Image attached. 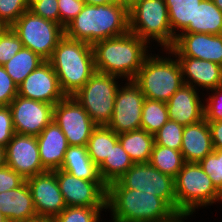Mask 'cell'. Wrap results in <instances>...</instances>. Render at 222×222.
Returning a JSON list of instances; mask_svg holds the SVG:
<instances>
[{"label": "cell", "instance_id": "cell-1", "mask_svg": "<svg viewBox=\"0 0 222 222\" xmlns=\"http://www.w3.org/2000/svg\"><path fill=\"white\" fill-rule=\"evenodd\" d=\"M147 45L149 44L146 41L130 31L97 41L92 44L95 70L126 80H134L149 55L150 46Z\"/></svg>", "mask_w": 222, "mask_h": 222}, {"label": "cell", "instance_id": "cell-12", "mask_svg": "<svg viewBox=\"0 0 222 222\" xmlns=\"http://www.w3.org/2000/svg\"><path fill=\"white\" fill-rule=\"evenodd\" d=\"M127 84V85H126ZM145 96L133 80L119 86L112 117L107 125L117 135L141 129V115Z\"/></svg>", "mask_w": 222, "mask_h": 222}, {"label": "cell", "instance_id": "cell-32", "mask_svg": "<svg viewBox=\"0 0 222 222\" xmlns=\"http://www.w3.org/2000/svg\"><path fill=\"white\" fill-rule=\"evenodd\" d=\"M168 120L166 102L145 98L141 115V129L154 135Z\"/></svg>", "mask_w": 222, "mask_h": 222}, {"label": "cell", "instance_id": "cell-24", "mask_svg": "<svg viewBox=\"0 0 222 222\" xmlns=\"http://www.w3.org/2000/svg\"><path fill=\"white\" fill-rule=\"evenodd\" d=\"M60 169L80 179L102 181L98 167L91 160L86 146H69Z\"/></svg>", "mask_w": 222, "mask_h": 222}, {"label": "cell", "instance_id": "cell-4", "mask_svg": "<svg viewBox=\"0 0 222 222\" xmlns=\"http://www.w3.org/2000/svg\"><path fill=\"white\" fill-rule=\"evenodd\" d=\"M62 92L73 96L96 72L92 45L64 36L48 60Z\"/></svg>", "mask_w": 222, "mask_h": 222}, {"label": "cell", "instance_id": "cell-34", "mask_svg": "<svg viewBox=\"0 0 222 222\" xmlns=\"http://www.w3.org/2000/svg\"><path fill=\"white\" fill-rule=\"evenodd\" d=\"M185 126L174 120H168L155 134V144L179 150L182 146V135Z\"/></svg>", "mask_w": 222, "mask_h": 222}, {"label": "cell", "instance_id": "cell-53", "mask_svg": "<svg viewBox=\"0 0 222 222\" xmlns=\"http://www.w3.org/2000/svg\"><path fill=\"white\" fill-rule=\"evenodd\" d=\"M0 222H9L8 219L0 211Z\"/></svg>", "mask_w": 222, "mask_h": 222}, {"label": "cell", "instance_id": "cell-29", "mask_svg": "<svg viewBox=\"0 0 222 222\" xmlns=\"http://www.w3.org/2000/svg\"><path fill=\"white\" fill-rule=\"evenodd\" d=\"M118 142V135L107 126H97L87 143V152L93 163L99 167L109 156L111 148Z\"/></svg>", "mask_w": 222, "mask_h": 222}, {"label": "cell", "instance_id": "cell-2", "mask_svg": "<svg viewBox=\"0 0 222 222\" xmlns=\"http://www.w3.org/2000/svg\"><path fill=\"white\" fill-rule=\"evenodd\" d=\"M64 30L66 37L91 45L103 39L120 36L129 31V9L119 2L85 4Z\"/></svg>", "mask_w": 222, "mask_h": 222}, {"label": "cell", "instance_id": "cell-8", "mask_svg": "<svg viewBox=\"0 0 222 222\" xmlns=\"http://www.w3.org/2000/svg\"><path fill=\"white\" fill-rule=\"evenodd\" d=\"M26 47L48 61L59 41L65 36L64 27L54 21L25 11L11 26Z\"/></svg>", "mask_w": 222, "mask_h": 222}, {"label": "cell", "instance_id": "cell-6", "mask_svg": "<svg viewBox=\"0 0 222 222\" xmlns=\"http://www.w3.org/2000/svg\"><path fill=\"white\" fill-rule=\"evenodd\" d=\"M176 213L193 214L198 207L222 201V194L212 184L199 163H185L174 179Z\"/></svg>", "mask_w": 222, "mask_h": 222}, {"label": "cell", "instance_id": "cell-7", "mask_svg": "<svg viewBox=\"0 0 222 222\" xmlns=\"http://www.w3.org/2000/svg\"><path fill=\"white\" fill-rule=\"evenodd\" d=\"M129 31L150 45L157 41L163 49H170L174 42L165 0H139L129 8Z\"/></svg>", "mask_w": 222, "mask_h": 222}, {"label": "cell", "instance_id": "cell-13", "mask_svg": "<svg viewBox=\"0 0 222 222\" xmlns=\"http://www.w3.org/2000/svg\"><path fill=\"white\" fill-rule=\"evenodd\" d=\"M56 179L66 206L107 207V185L88 181L57 169Z\"/></svg>", "mask_w": 222, "mask_h": 222}, {"label": "cell", "instance_id": "cell-47", "mask_svg": "<svg viewBox=\"0 0 222 222\" xmlns=\"http://www.w3.org/2000/svg\"><path fill=\"white\" fill-rule=\"evenodd\" d=\"M191 214H176L171 220L167 222H184L183 219H187L186 217L190 216Z\"/></svg>", "mask_w": 222, "mask_h": 222}, {"label": "cell", "instance_id": "cell-11", "mask_svg": "<svg viewBox=\"0 0 222 222\" xmlns=\"http://www.w3.org/2000/svg\"><path fill=\"white\" fill-rule=\"evenodd\" d=\"M53 120L61 128L69 146H87L93 130L97 127L73 96H65L54 105Z\"/></svg>", "mask_w": 222, "mask_h": 222}, {"label": "cell", "instance_id": "cell-51", "mask_svg": "<svg viewBox=\"0 0 222 222\" xmlns=\"http://www.w3.org/2000/svg\"><path fill=\"white\" fill-rule=\"evenodd\" d=\"M39 1H41V0H26V4H27L28 9H30L34 4H36Z\"/></svg>", "mask_w": 222, "mask_h": 222}, {"label": "cell", "instance_id": "cell-30", "mask_svg": "<svg viewBox=\"0 0 222 222\" xmlns=\"http://www.w3.org/2000/svg\"><path fill=\"white\" fill-rule=\"evenodd\" d=\"M195 33L222 34V11L212 0H202L196 7Z\"/></svg>", "mask_w": 222, "mask_h": 222}, {"label": "cell", "instance_id": "cell-9", "mask_svg": "<svg viewBox=\"0 0 222 222\" xmlns=\"http://www.w3.org/2000/svg\"><path fill=\"white\" fill-rule=\"evenodd\" d=\"M119 77L95 72L73 97L97 126H107L113 113Z\"/></svg>", "mask_w": 222, "mask_h": 222}, {"label": "cell", "instance_id": "cell-37", "mask_svg": "<svg viewBox=\"0 0 222 222\" xmlns=\"http://www.w3.org/2000/svg\"><path fill=\"white\" fill-rule=\"evenodd\" d=\"M27 10L26 0H0V21L11 27Z\"/></svg>", "mask_w": 222, "mask_h": 222}, {"label": "cell", "instance_id": "cell-25", "mask_svg": "<svg viewBox=\"0 0 222 222\" xmlns=\"http://www.w3.org/2000/svg\"><path fill=\"white\" fill-rule=\"evenodd\" d=\"M202 0H165L173 36L179 33H195L196 7ZM178 31V32H176Z\"/></svg>", "mask_w": 222, "mask_h": 222}, {"label": "cell", "instance_id": "cell-18", "mask_svg": "<svg viewBox=\"0 0 222 222\" xmlns=\"http://www.w3.org/2000/svg\"><path fill=\"white\" fill-rule=\"evenodd\" d=\"M18 95L52 105L66 96L60 88L57 74L49 61H44L25 78L18 86Z\"/></svg>", "mask_w": 222, "mask_h": 222}, {"label": "cell", "instance_id": "cell-20", "mask_svg": "<svg viewBox=\"0 0 222 222\" xmlns=\"http://www.w3.org/2000/svg\"><path fill=\"white\" fill-rule=\"evenodd\" d=\"M174 57L180 63L184 84L191 85L195 89L200 87L206 90L222 86L221 65L192 57H176L175 55Z\"/></svg>", "mask_w": 222, "mask_h": 222}, {"label": "cell", "instance_id": "cell-38", "mask_svg": "<svg viewBox=\"0 0 222 222\" xmlns=\"http://www.w3.org/2000/svg\"><path fill=\"white\" fill-rule=\"evenodd\" d=\"M213 94L206 98L204 105V119L207 122L222 120V86L210 90Z\"/></svg>", "mask_w": 222, "mask_h": 222}, {"label": "cell", "instance_id": "cell-50", "mask_svg": "<svg viewBox=\"0 0 222 222\" xmlns=\"http://www.w3.org/2000/svg\"><path fill=\"white\" fill-rule=\"evenodd\" d=\"M7 28L8 26L3 21H0V36L5 32Z\"/></svg>", "mask_w": 222, "mask_h": 222}, {"label": "cell", "instance_id": "cell-43", "mask_svg": "<svg viewBox=\"0 0 222 222\" xmlns=\"http://www.w3.org/2000/svg\"><path fill=\"white\" fill-rule=\"evenodd\" d=\"M26 179L5 165L0 168V193L19 187Z\"/></svg>", "mask_w": 222, "mask_h": 222}, {"label": "cell", "instance_id": "cell-14", "mask_svg": "<svg viewBox=\"0 0 222 222\" xmlns=\"http://www.w3.org/2000/svg\"><path fill=\"white\" fill-rule=\"evenodd\" d=\"M15 133L38 136L53 121L54 105L17 95L9 105Z\"/></svg>", "mask_w": 222, "mask_h": 222}, {"label": "cell", "instance_id": "cell-3", "mask_svg": "<svg viewBox=\"0 0 222 222\" xmlns=\"http://www.w3.org/2000/svg\"><path fill=\"white\" fill-rule=\"evenodd\" d=\"M112 222H167L177 213L161 198L125 188L118 180L107 186Z\"/></svg>", "mask_w": 222, "mask_h": 222}, {"label": "cell", "instance_id": "cell-22", "mask_svg": "<svg viewBox=\"0 0 222 222\" xmlns=\"http://www.w3.org/2000/svg\"><path fill=\"white\" fill-rule=\"evenodd\" d=\"M0 211L9 222H26L38 217L26 180L17 188L0 193Z\"/></svg>", "mask_w": 222, "mask_h": 222}, {"label": "cell", "instance_id": "cell-33", "mask_svg": "<svg viewBox=\"0 0 222 222\" xmlns=\"http://www.w3.org/2000/svg\"><path fill=\"white\" fill-rule=\"evenodd\" d=\"M107 207L66 206L54 217L55 222H100L101 211Z\"/></svg>", "mask_w": 222, "mask_h": 222}, {"label": "cell", "instance_id": "cell-10", "mask_svg": "<svg viewBox=\"0 0 222 222\" xmlns=\"http://www.w3.org/2000/svg\"><path fill=\"white\" fill-rule=\"evenodd\" d=\"M118 181L125 188L154 194L176 212L174 178L161 173L150 163L133 164Z\"/></svg>", "mask_w": 222, "mask_h": 222}, {"label": "cell", "instance_id": "cell-46", "mask_svg": "<svg viewBox=\"0 0 222 222\" xmlns=\"http://www.w3.org/2000/svg\"><path fill=\"white\" fill-rule=\"evenodd\" d=\"M6 165V147L0 146V168Z\"/></svg>", "mask_w": 222, "mask_h": 222}, {"label": "cell", "instance_id": "cell-35", "mask_svg": "<svg viewBox=\"0 0 222 222\" xmlns=\"http://www.w3.org/2000/svg\"><path fill=\"white\" fill-rule=\"evenodd\" d=\"M199 165L210 177L215 188L222 194V150L214 149L199 162Z\"/></svg>", "mask_w": 222, "mask_h": 222}, {"label": "cell", "instance_id": "cell-36", "mask_svg": "<svg viewBox=\"0 0 222 222\" xmlns=\"http://www.w3.org/2000/svg\"><path fill=\"white\" fill-rule=\"evenodd\" d=\"M22 48L21 40L12 28L8 27L0 36V66L6 64Z\"/></svg>", "mask_w": 222, "mask_h": 222}, {"label": "cell", "instance_id": "cell-40", "mask_svg": "<svg viewBox=\"0 0 222 222\" xmlns=\"http://www.w3.org/2000/svg\"><path fill=\"white\" fill-rule=\"evenodd\" d=\"M15 129L9 106H0V146L6 147L12 140Z\"/></svg>", "mask_w": 222, "mask_h": 222}, {"label": "cell", "instance_id": "cell-39", "mask_svg": "<svg viewBox=\"0 0 222 222\" xmlns=\"http://www.w3.org/2000/svg\"><path fill=\"white\" fill-rule=\"evenodd\" d=\"M18 95V86L0 66V106H9L13 99Z\"/></svg>", "mask_w": 222, "mask_h": 222}, {"label": "cell", "instance_id": "cell-48", "mask_svg": "<svg viewBox=\"0 0 222 222\" xmlns=\"http://www.w3.org/2000/svg\"><path fill=\"white\" fill-rule=\"evenodd\" d=\"M26 222H55V220L52 217H36V218L30 219Z\"/></svg>", "mask_w": 222, "mask_h": 222}, {"label": "cell", "instance_id": "cell-19", "mask_svg": "<svg viewBox=\"0 0 222 222\" xmlns=\"http://www.w3.org/2000/svg\"><path fill=\"white\" fill-rule=\"evenodd\" d=\"M198 89L183 84L166 102L168 118L183 126L197 123L204 119V104L198 95Z\"/></svg>", "mask_w": 222, "mask_h": 222}, {"label": "cell", "instance_id": "cell-44", "mask_svg": "<svg viewBox=\"0 0 222 222\" xmlns=\"http://www.w3.org/2000/svg\"><path fill=\"white\" fill-rule=\"evenodd\" d=\"M211 131L213 149L222 150V120L208 122Z\"/></svg>", "mask_w": 222, "mask_h": 222}, {"label": "cell", "instance_id": "cell-17", "mask_svg": "<svg viewBox=\"0 0 222 222\" xmlns=\"http://www.w3.org/2000/svg\"><path fill=\"white\" fill-rule=\"evenodd\" d=\"M6 165L24 179L47 171L40 161L36 136L15 133L6 146Z\"/></svg>", "mask_w": 222, "mask_h": 222}, {"label": "cell", "instance_id": "cell-23", "mask_svg": "<svg viewBox=\"0 0 222 222\" xmlns=\"http://www.w3.org/2000/svg\"><path fill=\"white\" fill-rule=\"evenodd\" d=\"M213 150L211 131L205 119L185 126L180 149L185 162L199 163Z\"/></svg>", "mask_w": 222, "mask_h": 222}, {"label": "cell", "instance_id": "cell-26", "mask_svg": "<svg viewBox=\"0 0 222 222\" xmlns=\"http://www.w3.org/2000/svg\"><path fill=\"white\" fill-rule=\"evenodd\" d=\"M118 141L134 164L149 163L155 144L153 134L139 129L118 134Z\"/></svg>", "mask_w": 222, "mask_h": 222}, {"label": "cell", "instance_id": "cell-5", "mask_svg": "<svg viewBox=\"0 0 222 222\" xmlns=\"http://www.w3.org/2000/svg\"><path fill=\"white\" fill-rule=\"evenodd\" d=\"M150 54L133 81L145 98L167 102L184 84L180 63L174 56L171 59Z\"/></svg>", "mask_w": 222, "mask_h": 222}, {"label": "cell", "instance_id": "cell-28", "mask_svg": "<svg viewBox=\"0 0 222 222\" xmlns=\"http://www.w3.org/2000/svg\"><path fill=\"white\" fill-rule=\"evenodd\" d=\"M44 61L39 55L23 47L3 67L14 83L19 86Z\"/></svg>", "mask_w": 222, "mask_h": 222}, {"label": "cell", "instance_id": "cell-31", "mask_svg": "<svg viewBox=\"0 0 222 222\" xmlns=\"http://www.w3.org/2000/svg\"><path fill=\"white\" fill-rule=\"evenodd\" d=\"M149 163L175 179L186 162L181 151L154 144Z\"/></svg>", "mask_w": 222, "mask_h": 222}, {"label": "cell", "instance_id": "cell-42", "mask_svg": "<svg viewBox=\"0 0 222 222\" xmlns=\"http://www.w3.org/2000/svg\"><path fill=\"white\" fill-rule=\"evenodd\" d=\"M29 10H31L35 15L60 24L57 0H41L34 4Z\"/></svg>", "mask_w": 222, "mask_h": 222}, {"label": "cell", "instance_id": "cell-45", "mask_svg": "<svg viewBox=\"0 0 222 222\" xmlns=\"http://www.w3.org/2000/svg\"><path fill=\"white\" fill-rule=\"evenodd\" d=\"M84 4L90 5H102V4H112L118 2V0H83Z\"/></svg>", "mask_w": 222, "mask_h": 222}, {"label": "cell", "instance_id": "cell-21", "mask_svg": "<svg viewBox=\"0 0 222 222\" xmlns=\"http://www.w3.org/2000/svg\"><path fill=\"white\" fill-rule=\"evenodd\" d=\"M36 138L43 167L47 171L60 169L69 147L61 128L53 120Z\"/></svg>", "mask_w": 222, "mask_h": 222}, {"label": "cell", "instance_id": "cell-15", "mask_svg": "<svg viewBox=\"0 0 222 222\" xmlns=\"http://www.w3.org/2000/svg\"><path fill=\"white\" fill-rule=\"evenodd\" d=\"M163 51L176 57H192L222 66V34L178 33L173 46Z\"/></svg>", "mask_w": 222, "mask_h": 222}, {"label": "cell", "instance_id": "cell-27", "mask_svg": "<svg viewBox=\"0 0 222 222\" xmlns=\"http://www.w3.org/2000/svg\"><path fill=\"white\" fill-rule=\"evenodd\" d=\"M130 156L125 152L118 141L104 162L98 167L101 180L108 186L111 182L121 178L133 165Z\"/></svg>", "mask_w": 222, "mask_h": 222}, {"label": "cell", "instance_id": "cell-49", "mask_svg": "<svg viewBox=\"0 0 222 222\" xmlns=\"http://www.w3.org/2000/svg\"><path fill=\"white\" fill-rule=\"evenodd\" d=\"M137 1L139 0H118L120 4L126 6L128 9L132 7Z\"/></svg>", "mask_w": 222, "mask_h": 222}, {"label": "cell", "instance_id": "cell-41", "mask_svg": "<svg viewBox=\"0 0 222 222\" xmlns=\"http://www.w3.org/2000/svg\"><path fill=\"white\" fill-rule=\"evenodd\" d=\"M60 16V25L65 26L74 19L85 5L83 0H57Z\"/></svg>", "mask_w": 222, "mask_h": 222}, {"label": "cell", "instance_id": "cell-16", "mask_svg": "<svg viewBox=\"0 0 222 222\" xmlns=\"http://www.w3.org/2000/svg\"><path fill=\"white\" fill-rule=\"evenodd\" d=\"M26 182L38 217L54 218L66 208L56 179V170L36 174L27 178Z\"/></svg>", "mask_w": 222, "mask_h": 222}, {"label": "cell", "instance_id": "cell-52", "mask_svg": "<svg viewBox=\"0 0 222 222\" xmlns=\"http://www.w3.org/2000/svg\"><path fill=\"white\" fill-rule=\"evenodd\" d=\"M212 1L222 11V0H212Z\"/></svg>", "mask_w": 222, "mask_h": 222}]
</instances>
